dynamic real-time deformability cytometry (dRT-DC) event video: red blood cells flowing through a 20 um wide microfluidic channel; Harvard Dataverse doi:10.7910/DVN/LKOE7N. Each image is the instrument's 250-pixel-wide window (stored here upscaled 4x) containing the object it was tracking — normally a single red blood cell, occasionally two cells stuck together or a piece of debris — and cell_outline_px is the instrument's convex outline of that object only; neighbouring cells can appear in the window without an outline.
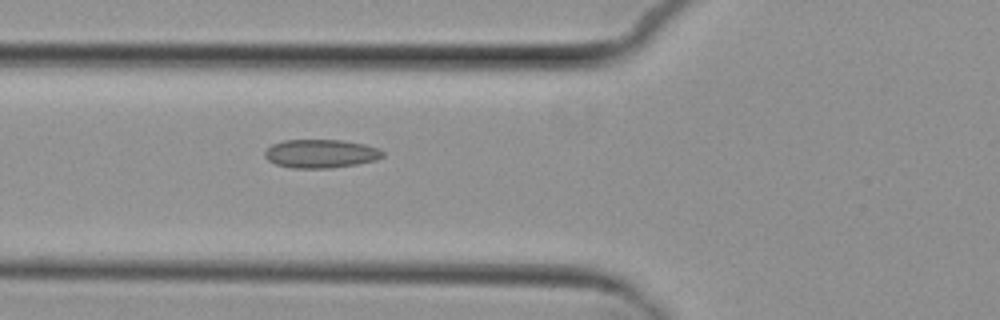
{"species": "common noctule bat (a hibernating species)", "species_latin": "Nyctalus noctula", "temperature_condition": "cold", "stored_images_in_passage": 6, "camera_frame_rate_fps": 3000, "um_per_image_px": 0.085, "animal": {"sex": "female", "body_mass_g": 29.2, "forearm_length_mm": 56.3}, "frame": {"image": 1, "passage_image": 6, "time_ms": 6.667, "image_size_px": [1000, 320], "cell_outline_px": [[384, 156], [376, 160], [356, 164], [328, 168], [292, 168], [276, 164], [268, 160], [264, 156], [264, 152], [272, 144], [284, 140], [340, 140], [364, 144], [380, 148], [384, 152]], "centroid_in_image_um": [27.27, 13.06], "position_along_channel_um": 98.5, "area_um2": 19.59}}